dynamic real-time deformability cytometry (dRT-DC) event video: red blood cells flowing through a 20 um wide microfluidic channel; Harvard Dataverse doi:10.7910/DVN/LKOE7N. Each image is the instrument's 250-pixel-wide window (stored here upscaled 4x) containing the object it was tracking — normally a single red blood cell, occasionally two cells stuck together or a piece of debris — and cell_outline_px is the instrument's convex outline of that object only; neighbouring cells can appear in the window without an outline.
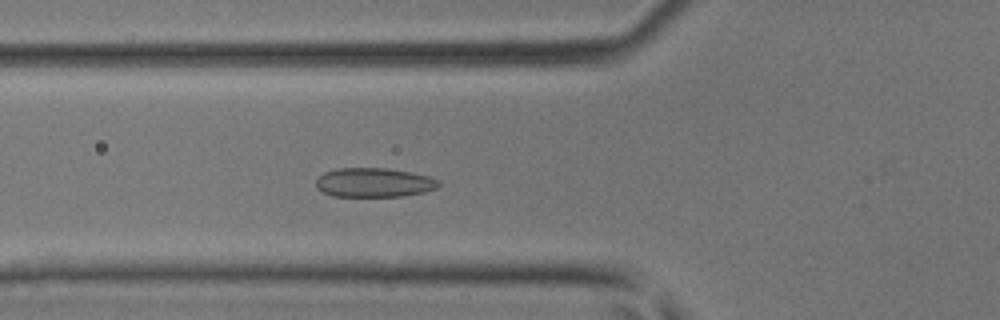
{"species": "common noctule bat (a hibernating species)", "species_latin": "Nyctalus noctula", "temperature_condition": "room temperature", "stored_images_in_passage": 43, "camera_frame_rate_fps": 3000, "um_per_image_px": 0.085, "animal": {"sex": "male", "body_mass_g": 17.9, "forearm_length_mm": 54.2}, "frame": {"image": 1, "passage_image": 13, "time_ms": 4.0, "image_size_px": [1000, 320], "cell_outline_px": [[440, 184], [436, 188], [424, 192], [400, 196], [332, 196], [316, 188], [316, 180], [324, 172], [336, 168], [384, 168], [412, 172], [428, 176], [440, 180]], "centroid_in_image_um": [31.79, 15.51], "position_along_channel_um": 94.0, "area_um2": 20.87}}
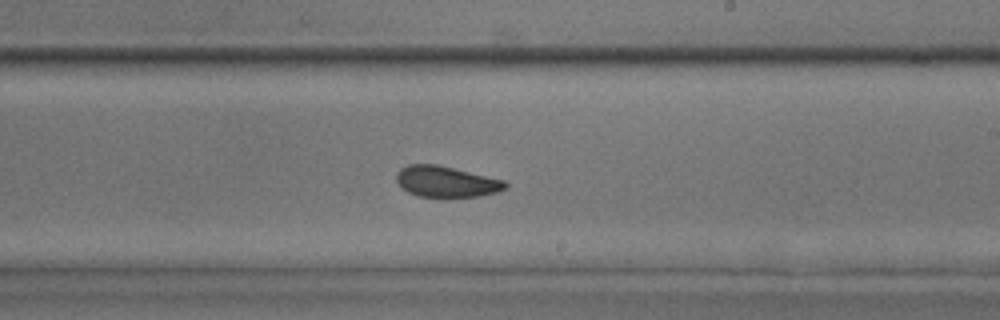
{"frame": {"image": 2, "passage_image": 24, "time_ms": 7.667, "image_size_px": [1000, 320], "cell_outline_px": [[508, 188], [500, 192], [476, 196], [420, 196], [408, 192], [396, 180], [396, 172], [400, 168], [408, 164], [436, 164], [504, 180], [508, 184]], "centroid_in_image_um": [37.94, 15.42], "position_along_channel_um": 251.1, "area_um2": 19.42}}
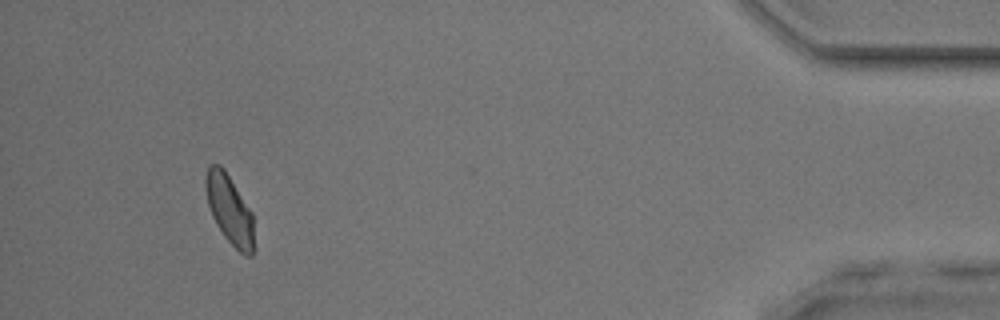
{"frame": {"image": 3, "passage_image": 40, "time_ms": 13.0, "image_size_px": [1000, 320], "cell_outline_px": [[252, 256], [244, 256], [224, 236], [216, 224], [212, 216], [208, 204], [204, 184], [204, 176], [208, 164], [220, 164], [224, 168], [252, 212]], "centroid_in_image_um": [19.46, 17.74], "position_along_channel_um": 415.7, "area_um2": 19.31}}